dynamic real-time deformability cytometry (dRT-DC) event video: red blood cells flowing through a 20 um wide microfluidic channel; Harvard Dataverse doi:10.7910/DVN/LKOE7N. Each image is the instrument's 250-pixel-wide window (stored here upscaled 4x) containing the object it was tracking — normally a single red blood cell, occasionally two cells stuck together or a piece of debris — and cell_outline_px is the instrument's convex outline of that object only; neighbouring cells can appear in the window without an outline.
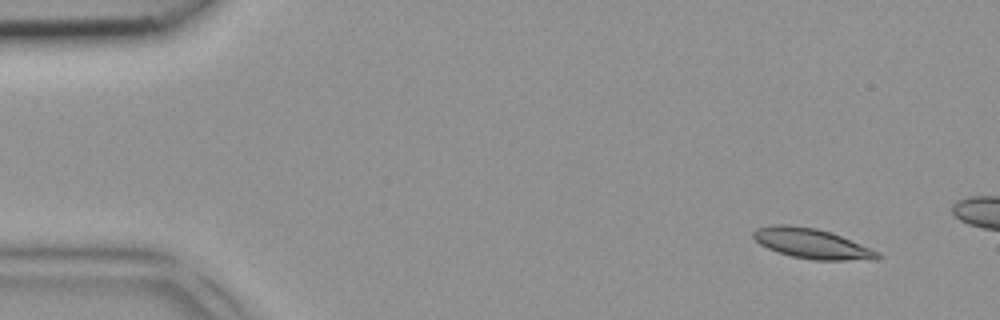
{"species": "common noctule bat (a hibernating species)", "species_latin": "Nyctalus noctula", "temperature_condition": "room temperature", "stored_images_in_passage": 3, "camera_frame_rate_fps": 3000, "um_per_image_px": 0.085, "animal": {"sex": "female", "body_mass_g": 18.4}, "frame": {"image": 1, "passage_image": 1, "time_ms": 0.0, "image_size_px": [1000, 320], "cell_outline_px": [[884, 256], [880, 260], [812, 260], [792, 256], [768, 248], [760, 244], [752, 236], [752, 232], [756, 228], [772, 224], [788, 224], [816, 228], [832, 232], [880, 252]], "centroid_in_image_um": [69.05, 20.7], "position_along_channel_um": 15.9, "area_um2": 22.02}}